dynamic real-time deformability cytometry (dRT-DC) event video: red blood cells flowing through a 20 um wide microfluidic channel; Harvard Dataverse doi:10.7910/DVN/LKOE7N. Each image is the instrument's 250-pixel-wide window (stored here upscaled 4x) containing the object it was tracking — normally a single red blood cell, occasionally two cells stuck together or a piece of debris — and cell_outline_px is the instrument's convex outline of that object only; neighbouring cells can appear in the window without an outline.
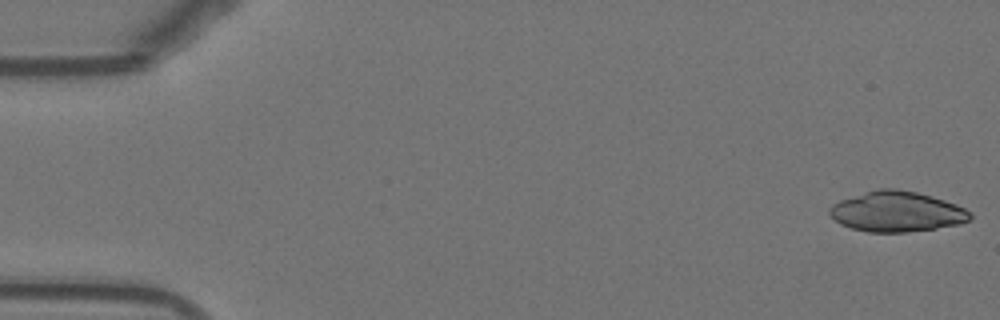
{"species": "Egyptian fruit bat (a non-hibernating species)", "species_latin": "Rousettus aegyptiacus", "temperature_condition": "warm", "stored_images_in_passage": 10, "camera_frame_rate_fps": 3000, "um_per_image_px": 0.085, "animal": {"sex": "female"}, "frame": {"image": 1, "passage_image": 1, "time_ms": 0.0, "image_size_px": [1000, 320], "cell_outline_px": [[972, 216], [968, 220], [960, 224], [936, 228], [904, 232], [868, 232], [852, 228], [840, 224], [828, 212], [828, 208], [832, 204], [840, 200], [864, 192], [880, 188], [896, 188], [916, 192], [932, 196], [956, 204], [972, 212]], "centroid_in_image_um": [76.22, 17.98], "position_along_channel_um": 8.8, "area_um2": 33.0}}